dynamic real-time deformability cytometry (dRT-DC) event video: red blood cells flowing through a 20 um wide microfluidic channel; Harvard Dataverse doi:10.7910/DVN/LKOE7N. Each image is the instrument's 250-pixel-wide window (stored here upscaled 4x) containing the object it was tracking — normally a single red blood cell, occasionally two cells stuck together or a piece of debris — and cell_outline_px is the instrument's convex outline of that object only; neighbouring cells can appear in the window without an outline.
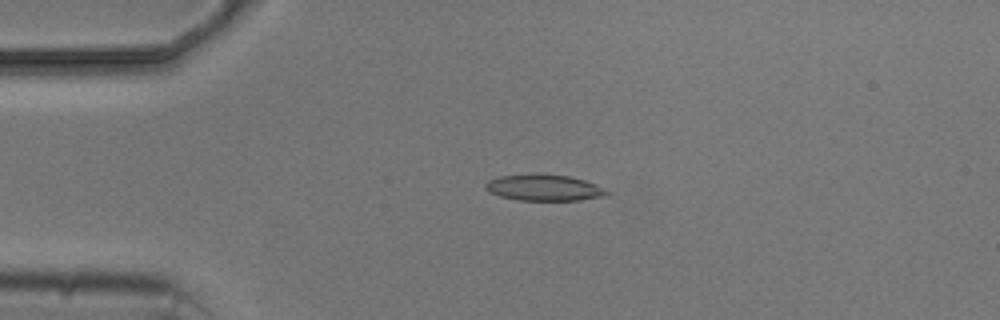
{"species": "common noctule bat (a hibernating species)", "species_latin": "Nyctalus noctula", "temperature_condition": "cold", "stored_images_in_passage": 4, "camera_frame_rate_fps": 3000, "um_per_image_px": 0.085, "animal": {"sex": "male", "body_mass_g": 20.5, "forearm_length_mm": 52.5}, "frame": {"image": 1, "passage_image": 3, "time_ms": 2.333, "image_size_px": [1000, 320], "cell_outline_px": [[608, 196], [580, 200], [520, 200], [500, 196], [488, 192], [484, 188], [484, 184], [488, 180], [500, 176], [568, 176], [584, 180], [596, 184], [604, 188], [608, 192]], "centroid_in_image_um": [46.26, 15.99], "position_along_channel_um": 38.7, "area_um2": 17.92}}